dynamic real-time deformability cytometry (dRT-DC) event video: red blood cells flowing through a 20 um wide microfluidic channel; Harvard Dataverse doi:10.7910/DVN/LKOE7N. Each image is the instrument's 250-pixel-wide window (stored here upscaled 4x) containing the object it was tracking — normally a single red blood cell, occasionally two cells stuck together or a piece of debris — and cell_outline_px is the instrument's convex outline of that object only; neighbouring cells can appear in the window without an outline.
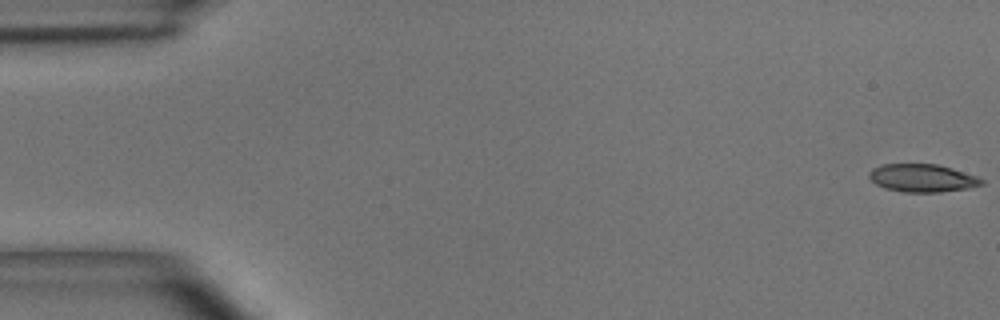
{"species": "common noctule bat (a hibernating species)", "species_latin": "Nyctalus noctula", "temperature_condition": "room temperature", "stored_images_in_passage": 11, "camera_frame_rate_fps": 3000, "um_per_image_px": 0.085, "animal": {"sex": "male", "body_mass_g": 15.6}, "frame": {"image": 1, "passage_image": 1, "time_ms": 0.0, "image_size_px": [1000, 320], "cell_outline_px": [[984, 184], [968, 188], [940, 192], [904, 192], [884, 188], [876, 184], [868, 176], [868, 172], [872, 168], [884, 164], [936, 164], [952, 168], [976, 176], [984, 180]], "centroid_in_image_um": [78.38, 15.13], "position_along_channel_um": 6.6, "area_um2": 18.26}}